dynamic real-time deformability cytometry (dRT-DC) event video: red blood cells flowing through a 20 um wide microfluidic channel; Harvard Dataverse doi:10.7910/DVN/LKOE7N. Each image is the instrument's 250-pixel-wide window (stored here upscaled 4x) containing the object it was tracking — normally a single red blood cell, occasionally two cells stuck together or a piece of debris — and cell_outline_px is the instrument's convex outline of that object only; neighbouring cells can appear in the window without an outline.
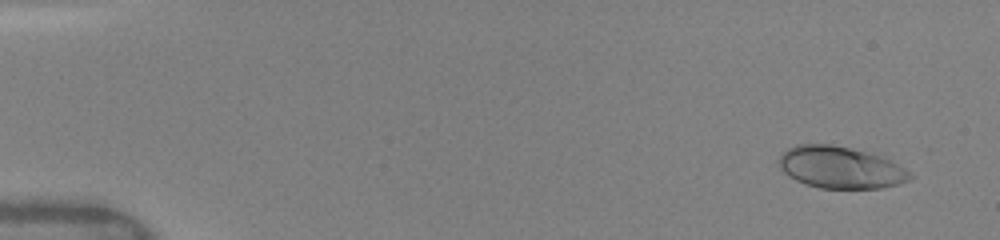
{"species": "human", "species_latin": "Homo sapiens", "temperature_condition": "warm", "stored_images_in_passage": 10, "camera_frame_rate_fps": 3000, "um_per_image_px": 0.085, "donor": {"sex": "female"}, "frame": {"image": 1, "passage_image": 1, "time_ms": 0.0, "image_size_px": [1000, 240], "cell_outline_px": [[912, 176], [908, 180], [900, 184], [880, 188], [820, 188], [804, 184], [796, 180], [784, 172], [780, 168], [780, 156], [788, 148], [796, 144], [832, 144], [852, 148], [884, 156], [904, 168]], "centroid_in_image_um": [71.45, 14.22], "position_along_channel_um": 13.6, "area_um2": 31.96}}
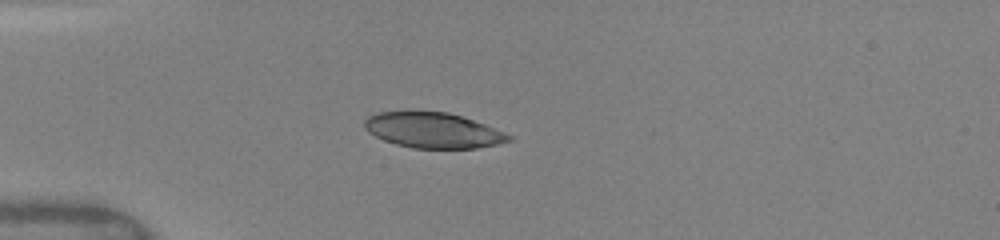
{"frame": {"image": 2, "passage_image": 7, "time_ms": 3.667, "image_size_px": [1000, 240], "cell_outline_px": [[512, 140], [496, 144], [476, 148], [412, 148], [396, 144], [384, 140], [368, 132], [364, 128], [364, 120], [368, 116], [380, 112], [448, 112], [484, 124], [504, 132], [512, 136]], "centroid_in_image_um": [36.79, 11.08], "position_along_channel_um": 48.2, "area_um2": 29.36}}